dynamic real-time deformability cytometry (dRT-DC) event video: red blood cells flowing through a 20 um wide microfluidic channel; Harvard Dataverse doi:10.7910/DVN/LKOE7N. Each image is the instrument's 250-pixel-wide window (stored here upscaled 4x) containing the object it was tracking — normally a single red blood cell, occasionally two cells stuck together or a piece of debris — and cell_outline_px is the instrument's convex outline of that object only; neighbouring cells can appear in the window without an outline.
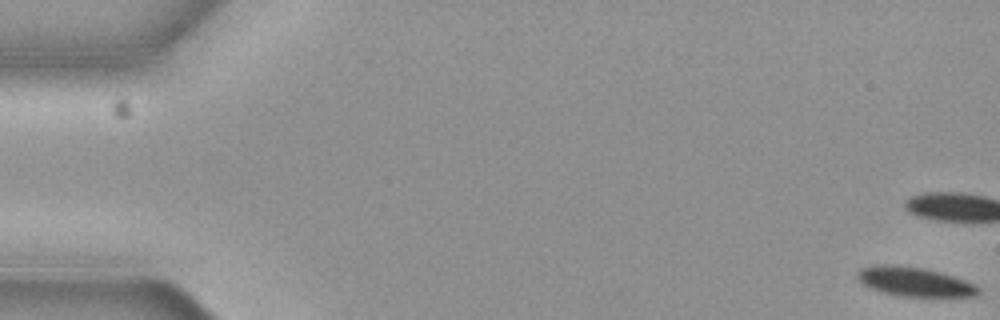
{"species": "common noctule bat (a hibernating species)", "species_latin": "Nyctalus noctula", "temperature_condition": "cold", "stored_images_in_passage": 11, "camera_frame_rate_fps": 3000, "um_per_image_px": 0.085, "animal": {"sex": "female", "body_mass_g": 19.3, "forearm_length_mm": 54.1}, "frame": {"image": 1, "passage_image": 1, "time_ms": 0.0, "image_size_px": [1000, 320], "cell_outline_px": [[980, 292], [976, 296], [900, 296], [880, 292], [864, 284], [856, 276], [856, 272], [860, 268], [876, 264], [888, 264], [924, 268], [940, 272], [964, 280], [980, 288]], "centroid_in_image_um": [77.69, 23.94], "position_along_channel_um": 7.3, "area_um2": 20.46}}
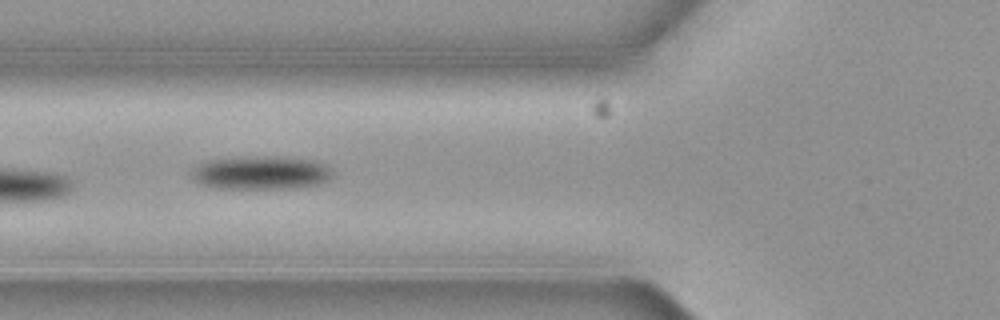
{"frame": {"image": 2, "passage_image": 7, "time_ms": 2.0, "image_size_px": [1000, 320], "cell_outline_px": [[332, 176], [328, 180], [320, 184], [296, 188], [212, 188], [200, 184], [192, 176], [192, 168], [208, 160], [244, 156], [288, 156], [316, 160], [324, 164], [332, 172]], "centroid_in_image_um": [22.2, 14.67], "position_along_channel_um": 103.6, "area_um2": 27.86}}
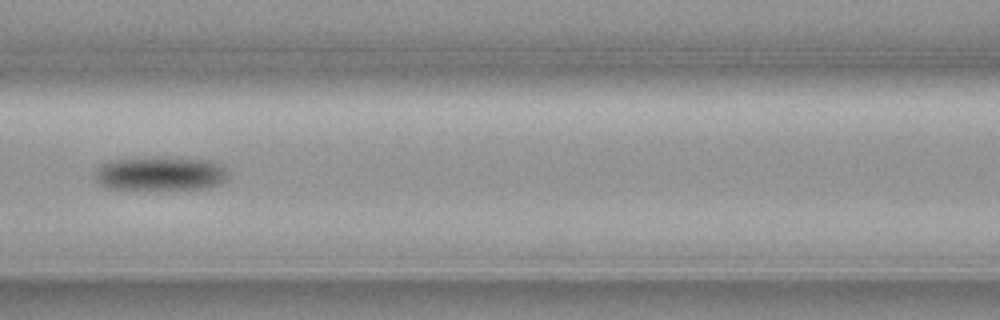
{"frame": {"image": 3, "passage_image": 8, "time_ms": 2.333, "image_size_px": [1000, 320], "cell_outline_px": [[228, 176], [224, 180], [208, 188], [160, 192], [152, 192], [104, 188], [96, 184], [92, 176], [92, 172], [100, 164], [108, 160], [132, 156], [168, 156], [208, 160], [220, 164], [228, 172]], "centroid_in_image_um": [13.47, 14.78], "position_along_channel_um": 153.1, "area_um2": 28.78}}